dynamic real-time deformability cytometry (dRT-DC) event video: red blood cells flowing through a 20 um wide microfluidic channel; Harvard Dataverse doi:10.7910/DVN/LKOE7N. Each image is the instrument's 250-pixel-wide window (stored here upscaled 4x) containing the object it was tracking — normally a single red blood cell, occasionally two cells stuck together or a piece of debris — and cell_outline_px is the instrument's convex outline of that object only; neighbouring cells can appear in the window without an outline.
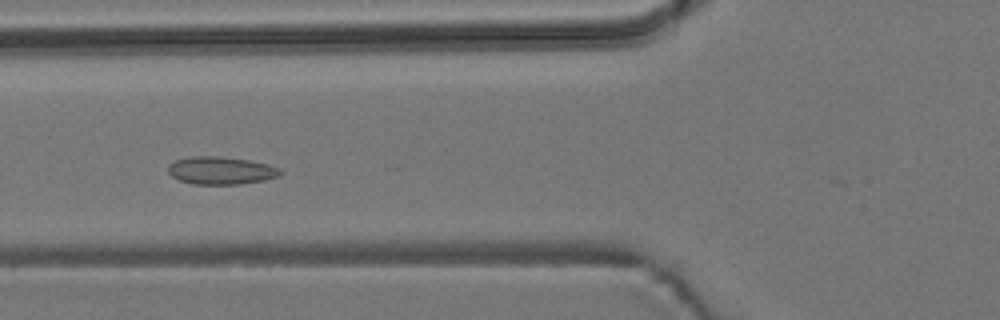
{"species": "common noctule bat (a hibernating species)", "species_latin": "Nyctalus noctula", "temperature_condition": "room temperature", "stored_images_in_passage": 20, "camera_frame_rate_fps": 3000, "um_per_image_px": 0.085, "animal": {"sex": "male", "body_mass_g": 19.2, "forearm_length_mm": 51.8}, "frame": {"image": 1, "passage_image": 12, "time_ms": 3.667, "image_size_px": [1000, 320], "cell_outline_px": [[284, 172], [280, 176], [264, 180], [240, 184], [192, 184], [180, 180], [172, 176], [168, 172], [168, 164], [176, 160], [192, 156], [220, 156], [248, 160], [268, 164], [280, 168]], "centroid_in_image_um": [18.8, 14.49], "position_along_channel_um": 107.0, "area_um2": 18.21}}
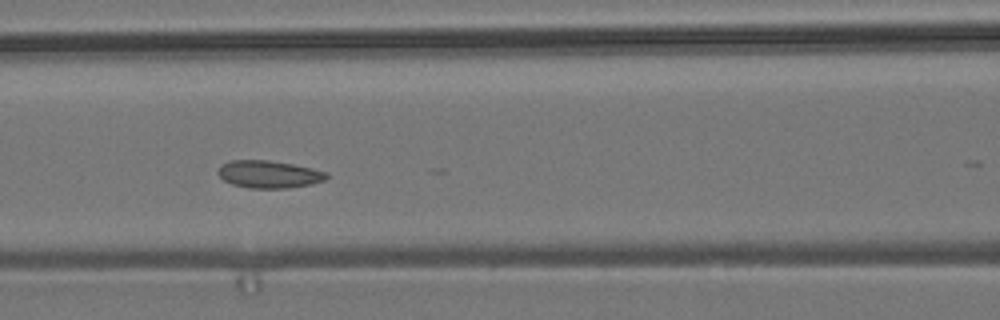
{"frame": {"image": 2, "passage_image": 15, "time_ms": 4.667, "image_size_px": [1000, 320], "cell_outline_px": [[328, 176], [324, 180], [308, 184], [288, 188], [248, 188], [232, 184], [224, 180], [216, 172], [220, 164], [228, 160], [268, 160], [292, 164], [312, 168], [328, 172]], "centroid_in_image_um": [22.81, 14.8], "position_along_channel_um": 143.8, "area_um2": 17.4}}
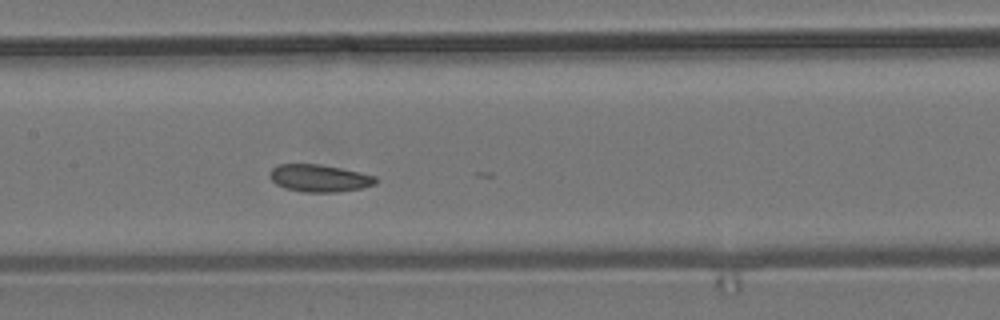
{"frame": {"image": 3, "passage_image": 18, "time_ms": 5.667, "image_size_px": [1000, 320], "cell_outline_px": [[380, 180], [376, 184], [360, 188], [336, 192], [304, 192], [284, 188], [276, 184], [268, 176], [268, 172], [276, 164], [320, 164], [360, 172], [376, 176]], "centroid_in_image_um": [27.13, 15.14], "position_along_channel_um": 180.3, "area_um2": 17.05}}